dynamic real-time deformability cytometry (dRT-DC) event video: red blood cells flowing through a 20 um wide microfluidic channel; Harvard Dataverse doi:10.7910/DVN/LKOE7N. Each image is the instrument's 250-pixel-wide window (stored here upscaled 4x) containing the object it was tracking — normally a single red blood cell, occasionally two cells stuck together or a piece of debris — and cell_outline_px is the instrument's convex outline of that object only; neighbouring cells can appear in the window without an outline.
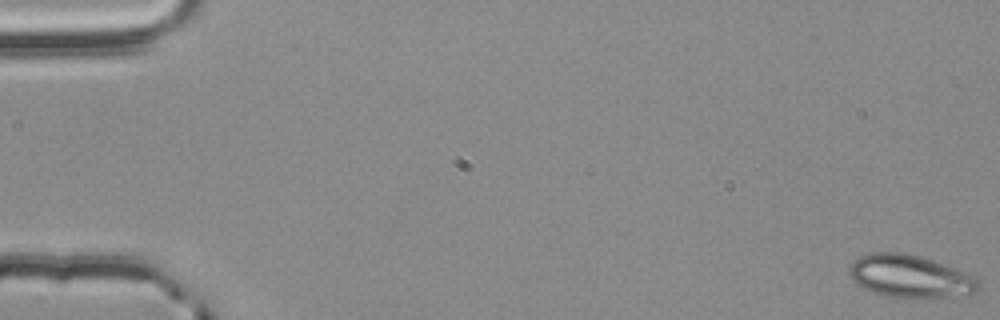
{"species": "common noctule bat (a hibernating species)", "species_latin": "Nyctalus noctula", "temperature_condition": "room temperature", "stored_images_in_passage": 56, "camera_frame_rate_fps": 3000, "um_per_image_px": 0.085, "animal": {"sex": "male", "body_mass_g": 20.4}, "frame": {"image": 1, "passage_image": 1, "time_ms": 0.0, "image_size_px": [1000, 320], "cell_outline_px": [[980, 288], [976, 292], [928, 300], [912, 300], [884, 296], [872, 292], [856, 284], [852, 280], [848, 272], [848, 268], [860, 256], [872, 252], [900, 252], [920, 256], [932, 260], [976, 276], [980, 280]], "centroid_in_image_um": [77.37, 23.53], "position_along_channel_um": 7.6, "area_um2": 32.89}}
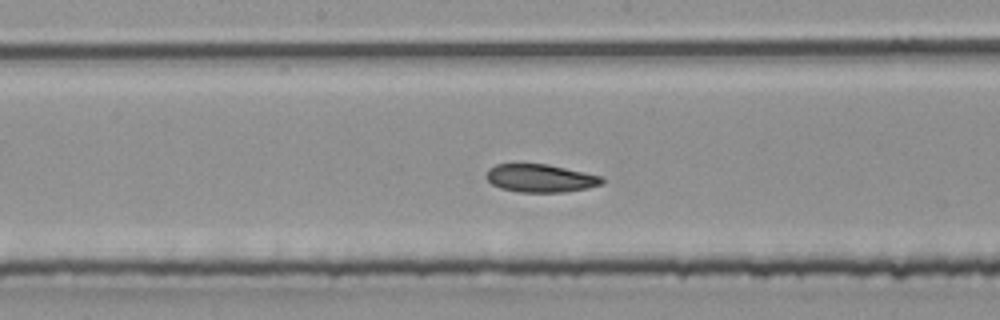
{"frame": {"image": 2, "passage_image": 30, "time_ms": 9.667, "image_size_px": [1000, 320], "cell_outline_px": [[604, 184], [588, 188], [564, 192], [520, 192], [500, 188], [492, 184], [484, 176], [488, 168], [496, 164], [548, 164], [604, 176]], "centroid_in_image_um": [45.96, 15.14], "position_along_channel_um": 202.2, "area_um2": 19.13}}
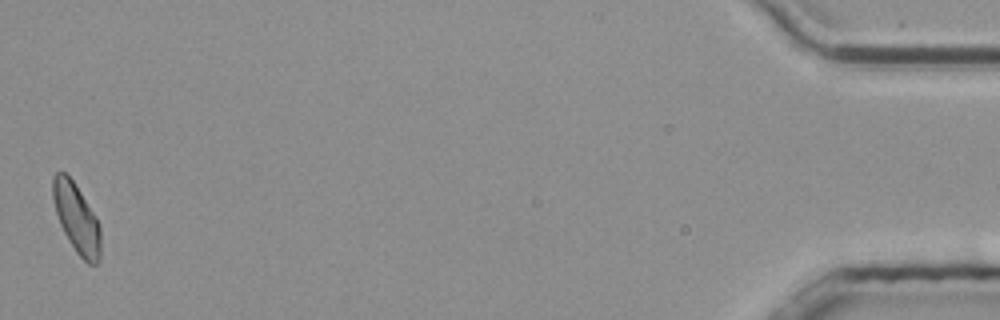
{"frame": {"image": 3, "passage_image": 56, "time_ms": 18.333, "image_size_px": [1000, 320], "cell_outline_px": [[100, 260], [96, 264], [88, 264], [76, 252], [68, 240], [60, 224], [56, 212], [52, 196], [52, 176], [56, 172], [64, 172], [72, 180], [96, 216], [100, 228]], "centroid_in_image_um": [6.5, 18.56], "position_along_channel_um": 428.7, "area_um2": 19.13}, "authors_computed_cell_mechanics": {"area_um2": 19.8254, "velocity_mm_per_s": 3.7565, "shape_relaxation_time_tau1_ms": null, "shape_relaxation_time_tau2_ms": 3.2102, "deformation_change_tau1": null, "deformation_change_tau2": 0.0686}}